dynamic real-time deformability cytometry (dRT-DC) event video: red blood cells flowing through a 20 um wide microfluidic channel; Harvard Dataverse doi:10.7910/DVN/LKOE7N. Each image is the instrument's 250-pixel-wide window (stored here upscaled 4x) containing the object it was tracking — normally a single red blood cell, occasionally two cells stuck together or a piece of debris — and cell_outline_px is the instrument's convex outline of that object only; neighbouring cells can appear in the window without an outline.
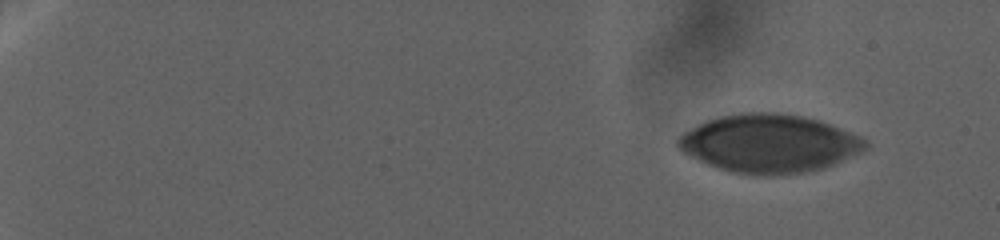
{"species": "human", "species_latin": "Homo sapiens", "temperature_condition": "warm", "stored_images_in_passage": 45, "camera_frame_rate_fps": 3000, "um_per_image_px": 0.085, "donor": {"sex": "female"}, "frame": {"image": 1, "passage_image": 1, "time_ms": 0.0, "image_size_px": [1000, 240], "cell_outline_px": [[868, 144], [864, 148], [832, 164], [820, 168], [800, 172], [772, 176], [752, 176], [728, 172], [708, 164], [684, 152], [676, 144], [676, 140], [684, 132], [708, 120], [720, 116], [740, 112], [780, 112], [800, 116], [816, 120], [828, 124], [856, 136], [864, 140]], "centroid_in_image_um": [65.27, 12.2], "position_along_channel_um": 19.7, "area_um2": 62.42}}
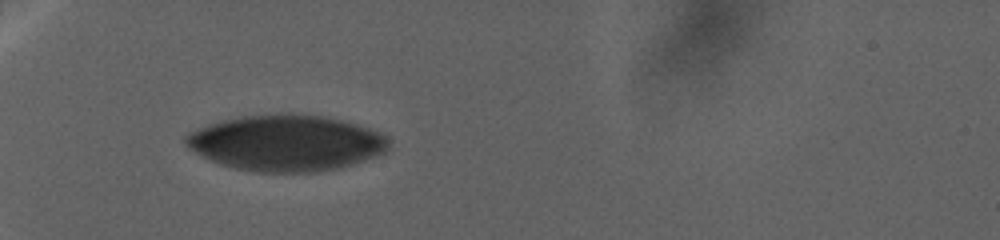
{"frame": {"image": 2, "passage_image": 25, "time_ms": 21.0, "image_size_px": [1000, 240], "cell_outline_px": [[388, 148], [384, 152], [352, 164], [336, 168], [316, 172], [256, 172], [232, 168], [220, 164], [196, 152], [184, 140], [184, 136], [200, 128], [224, 120], [240, 116], [276, 112], [292, 112], [324, 116], [340, 120], [368, 128], [384, 136], [388, 144]], "centroid_in_image_um": [24.3, 12.13], "position_along_channel_um": 60.7, "area_um2": 65.72}}